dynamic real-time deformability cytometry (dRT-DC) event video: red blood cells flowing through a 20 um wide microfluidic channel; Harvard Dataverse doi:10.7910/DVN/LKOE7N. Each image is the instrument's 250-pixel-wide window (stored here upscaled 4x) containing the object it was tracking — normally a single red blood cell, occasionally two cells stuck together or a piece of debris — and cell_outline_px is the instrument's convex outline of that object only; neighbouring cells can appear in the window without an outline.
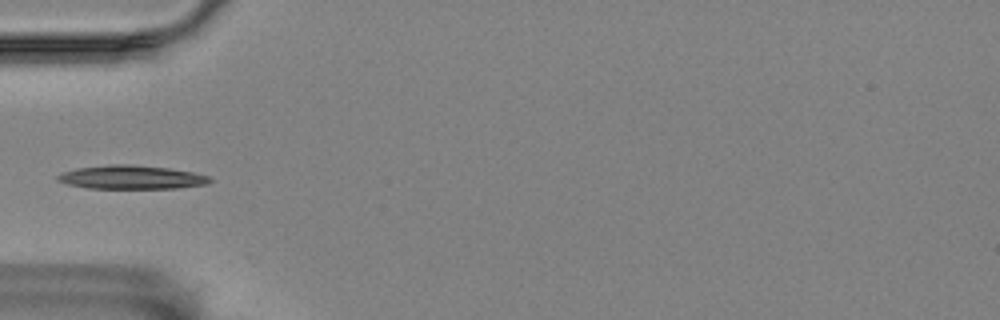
{"species": "Egyptian fruit bat (a non-hibernating species)", "species_latin": "Rousettus aegyptiacus", "temperature_condition": "room temperature", "stored_images_in_passage": 3, "camera_frame_rate_fps": 3000, "um_per_image_px": 0.085, "animal": {"sex": "female"}, "frame": {"image": 1, "passage_image": 2, "time_ms": 2.0, "image_size_px": [1000, 320], "cell_outline_px": [[212, 180], [208, 184], [176, 188], [88, 188], [68, 184], [56, 180], [56, 176], [64, 172], [76, 168], [112, 164], [128, 164], [168, 168], [192, 172], [208, 176]], "centroid_in_image_um": [11.16, 15.06], "position_along_channel_um": 73.8, "area_um2": 20.81}}